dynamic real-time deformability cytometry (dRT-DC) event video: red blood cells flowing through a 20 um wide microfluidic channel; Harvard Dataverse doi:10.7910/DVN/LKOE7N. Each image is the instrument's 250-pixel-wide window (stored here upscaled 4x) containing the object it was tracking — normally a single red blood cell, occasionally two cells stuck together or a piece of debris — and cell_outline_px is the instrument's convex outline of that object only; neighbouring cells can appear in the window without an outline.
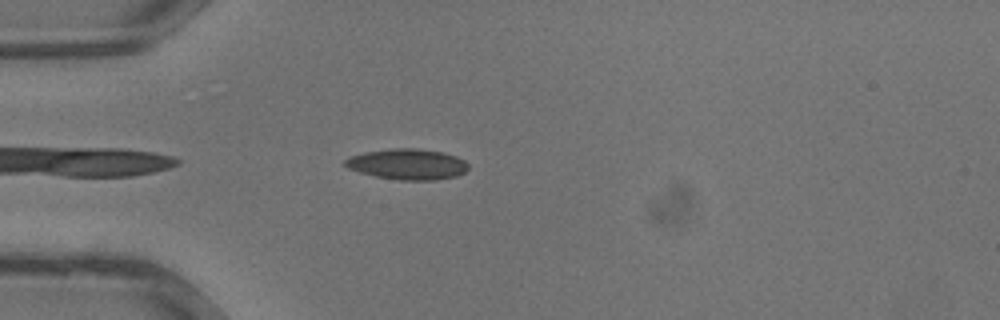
{"species": "common noctule bat (a hibernating species)", "species_latin": "Nyctalus noctula", "temperature_condition": "warm", "stored_images_in_passage": 26, "camera_frame_rate_fps": 3000, "um_per_image_px": 0.085, "animal": {"sex": "male", "body_mass_g": 13.3}, "frame": {"image": 1, "passage_image": 3, "time_ms": 0.667, "image_size_px": [1000, 320], "cell_outline_px": [[468, 168], [464, 172], [456, 176], [436, 180], [400, 180], [376, 176], [360, 172], [348, 168], [344, 164], [344, 160], [348, 156], [364, 152], [388, 148], [416, 148], [444, 152], [456, 156], [464, 160], [468, 164]], "centroid_in_image_um": [34.62, 13.94], "position_along_channel_um": 50.4, "area_um2": 22.2}}
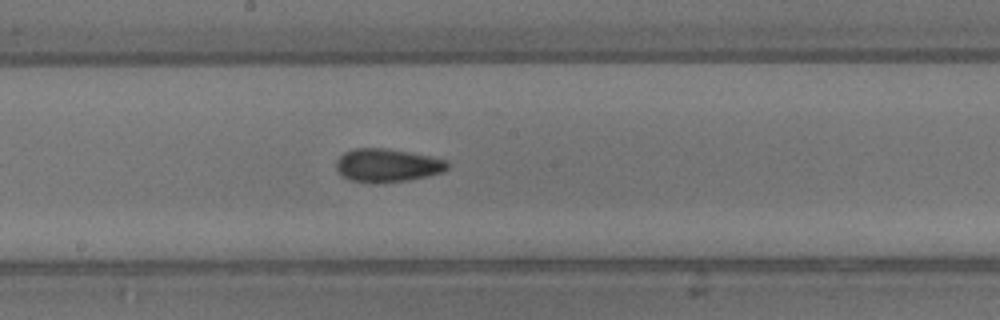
{"frame": {"image": 2, "passage_image": 12, "time_ms": 3.667, "image_size_px": [1000, 320], "cell_outline_px": [[448, 168], [444, 172], [428, 176], [408, 180], [352, 180], [340, 176], [336, 168], [336, 160], [344, 152], [352, 148], [388, 148], [432, 156], [448, 160]], "centroid_in_image_um": [32.95, 14.0], "position_along_channel_um": 215.3, "area_um2": 21.21}}
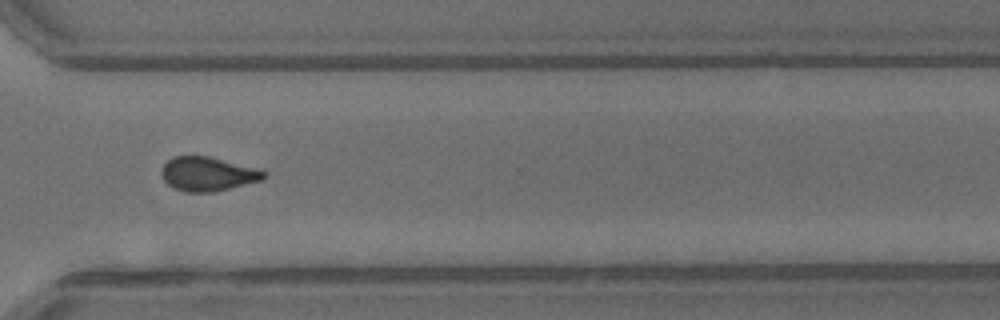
{"frame": {"image": 3, "passage_image": 19, "time_ms": 6.0, "image_size_px": [1000, 320], "cell_outline_px": [[268, 176], [264, 180], [212, 192], [184, 192], [168, 184], [164, 180], [160, 172], [164, 164], [172, 156], [208, 156], [260, 168], [268, 172]], "centroid_in_image_um": [17.72, 14.78], "position_along_channel_um": 352.9, "area_um2": 20.58}}